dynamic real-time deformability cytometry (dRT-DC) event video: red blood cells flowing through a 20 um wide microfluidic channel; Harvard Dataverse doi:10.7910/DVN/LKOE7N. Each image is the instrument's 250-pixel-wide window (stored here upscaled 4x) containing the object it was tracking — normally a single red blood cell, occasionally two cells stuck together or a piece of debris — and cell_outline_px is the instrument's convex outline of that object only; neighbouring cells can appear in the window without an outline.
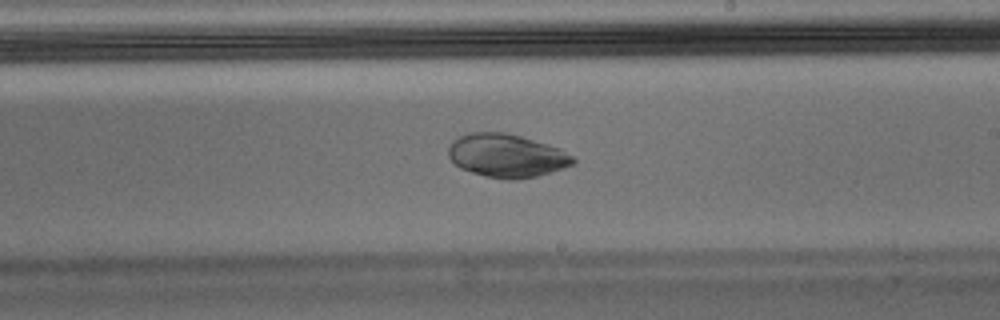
{"species": "Egyptian fruit bat (a non-hibernating species)", "species_latin": "Rousettus aegyptiacus", "temperature_condition": "warm", "stored_images_in_passage": 46, "camera_frame_rate_fps": 3000, "um_per_image_px": 0.085, "animal": {"sex": "male"}, "frame": {"image": 1, "passage_image": 27, "time_ms": 8.667, "image_size_px": [1000, 320], "cell_outline_px": [[576, 160], [572, 164], [552, 172], [536, 176], [516, 180], [504, 180], [484, 176], [460, 168], [448, 156], [448, 148], [452, 140], [468, 132], [504, 132], [520, 136], [560, 148], [572, 156]], "centroid_in_image_um": [43.03, 13.23], "position_along_channel_um": 246.0, "area_um2": 31.5}}